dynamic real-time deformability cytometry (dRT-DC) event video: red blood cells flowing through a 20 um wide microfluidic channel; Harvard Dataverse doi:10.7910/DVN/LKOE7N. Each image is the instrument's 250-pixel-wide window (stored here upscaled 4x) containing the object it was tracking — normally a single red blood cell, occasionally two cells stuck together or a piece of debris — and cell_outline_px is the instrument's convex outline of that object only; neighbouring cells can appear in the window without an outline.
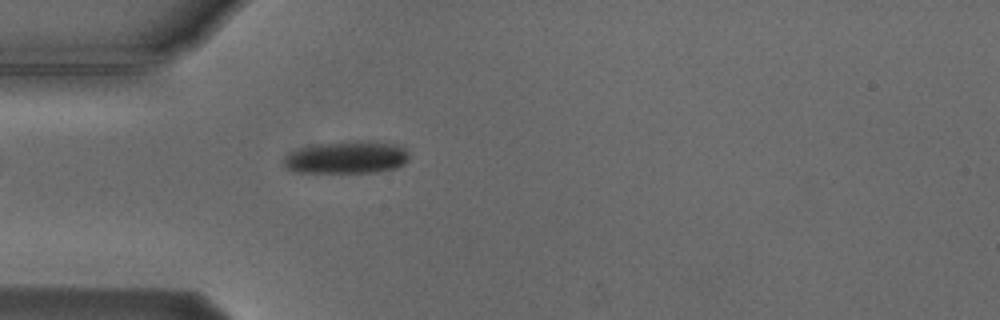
{"species": "Egyptian fruit bat (a non-hibernating species)", "species_latin": "Rousettus aegyptiacus", "temperature_condition": "cold", "stored_images_in_passage": 5, "camera_frame_rate_fps": 3000, "um_per_image_px": 0.085, "animal": {"sex": "male"}, "frame": {"image": 1, "passage_image": 5, "time_ms": 4.667, "image_size_px": [1000, 320], "cell_outline_px": [[408, 160], [404, 164], [396, 168], [376, 172], [292, 172], [284, 164], [284, 156], [300, 148], [316, 144], [356, 140], [372, 140], [396, 144], [404, 148], [408, 152]], "centroid_in_image_um": [29.51, 13.36], "position_along_channel_um": 55.5, "area_um2": 23.87}}